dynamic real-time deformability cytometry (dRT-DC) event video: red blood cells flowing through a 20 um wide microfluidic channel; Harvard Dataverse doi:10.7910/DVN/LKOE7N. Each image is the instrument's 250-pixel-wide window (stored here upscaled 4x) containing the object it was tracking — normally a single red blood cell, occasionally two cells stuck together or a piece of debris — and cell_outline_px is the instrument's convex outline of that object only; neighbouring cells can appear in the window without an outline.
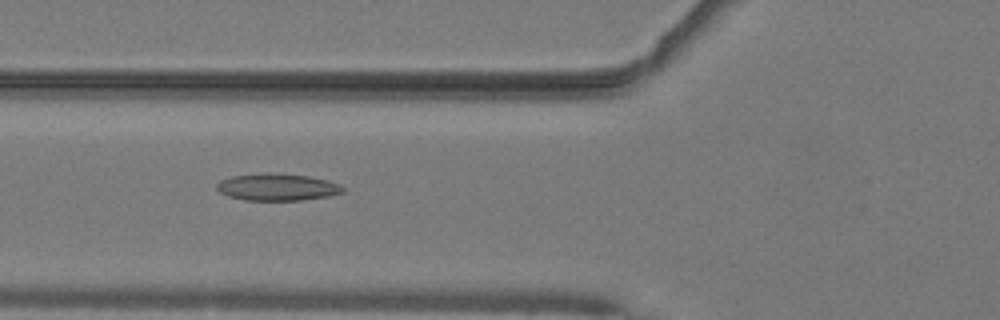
{"species": "common noctule bat (a hibernating species)", "species_latin": "Nyctalus noctula", "temperature_condition": "warm", "stored_images_in_passage": 51, "camera_frame_rate_fps": 3000, "um_per_image_px": 0.085, "animal": {"sex": "male", "body_mass_g": 19.2, "forearm_length_mm": 51.8}, "frame": {"image": 1, "passage_image": 20, "time_ms": 6.333, "image_size_px": [1000, 320], "cell_outline_px": [[344, 192], [328, 196], [300, 200], [244, 200], [228, 196], [220, 192], [216, 188], [216, 184], [220, 180], [232, 176], [264, 172], [268, 172], [308, 176], [328, 180], [340, 184], [344, 188]], "centroid_in_image_um": [23.55, 15.89], "position_along_channel_um": 102.2, "area_um2": 19.94}}
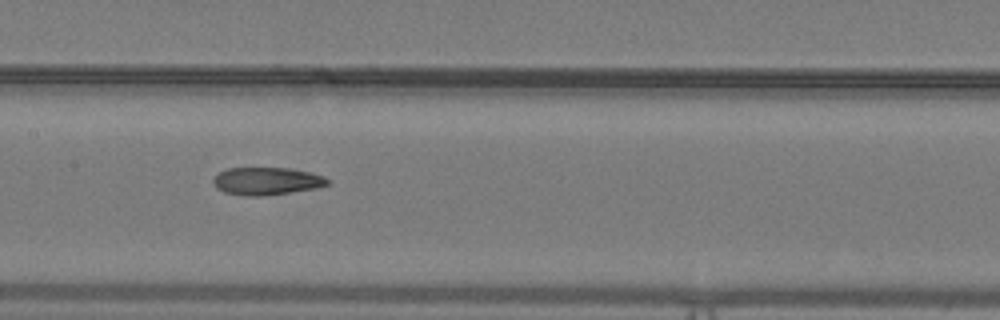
{"frame": {"image": 2, "passage_image": 26, "time_ms": 8.333, "image_size_px": [1000, 320], "cell_outline_px": [[332, 184], [316, 188], [260, 196], [244, 196], [224, 192], [216, 188], [212, 180], [220, 172], [228, 168], [288, 168], [308, 172], [324, 176], [332, 180]], "centroid_in_image_um": [22.7, 15.39], "position_along_channel_um": 184.7, "area_um2": 18.38}}
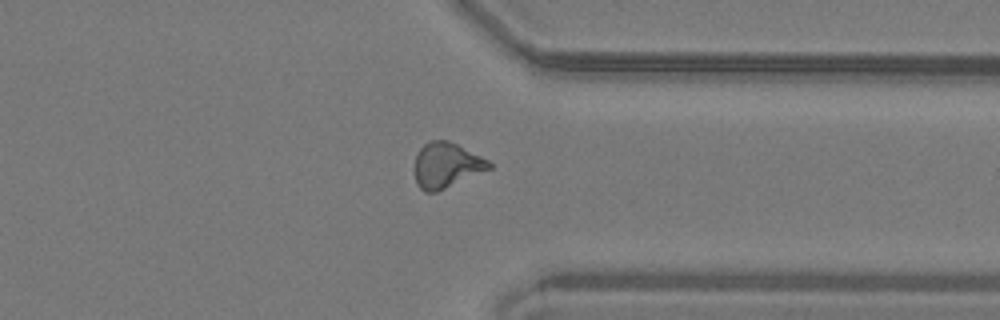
{"frame": {"image": 3, "passage_image": 40, "time_ms": 13.0, "image_size_px": [1000, 320], "cell_outline_px": [[492, 168], [436, 192], [424, 192], [416, 184], [412, 172], [412, 168], [416, 156], [420, 148], [428, 140], [448, 140], [488, 160], [492, 164]], "centroid_in_image_um": [37.87, 14.05], "position_along_channel_um": 373.5, "area_um2": 19.83}, "authors_computed_cell_mechanics": {"area_um2": 19.5364, "velocity_mm_per_s": 4.1008, "shape_relaxation_time_tau1_ms": null, "shape_relaxation_time_tau2_ms": 3.3396, "deformation_change_tau1": null, "deformation_change_tau2": 0.1197}}